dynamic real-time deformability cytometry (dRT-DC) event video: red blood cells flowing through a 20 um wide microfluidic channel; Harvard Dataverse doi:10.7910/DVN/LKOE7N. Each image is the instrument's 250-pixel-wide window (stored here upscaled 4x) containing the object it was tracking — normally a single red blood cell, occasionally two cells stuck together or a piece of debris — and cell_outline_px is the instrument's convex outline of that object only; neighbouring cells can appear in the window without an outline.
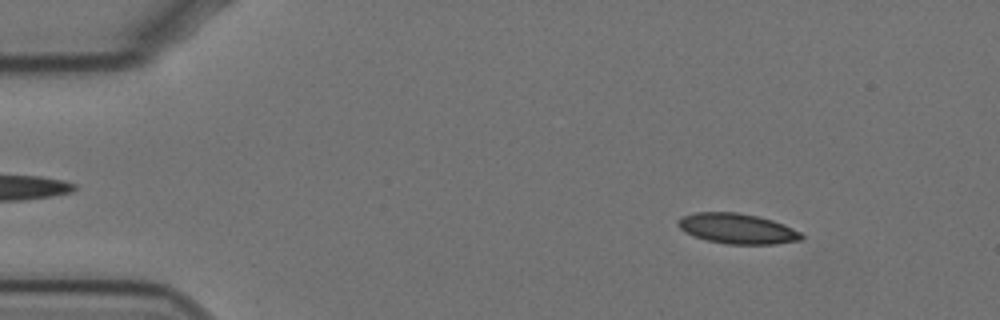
{"species": "Egyptian fruit bat (a non-hibernating species)", "species_latin": "Rousettus aegyptiacus", "temperature_condition": "cold", "stored_images_in_passage": 57, "camera_frame_rate_fps": 3000, "um_per_image_px": 0.085, "animal": {"sex": "female"}, "frame": {"image": 1, "passage_image": 7, "time_ms": 2.0, "image_size_px": [1000, 320], "cell_outline_px": [[804, 236], [800, 240], [776, 244], [728, 244], [708, 240], [684, 232], [676, 224], [676, 220], [684, 216], [696, 212], [736, 212], [756, 216], [772, 220], [784, 224], [800, 232]], "centroid_in_image_um": [62.66, 19.43], "position_along_channel_um": 22.3, "area_um2": 21.62}}
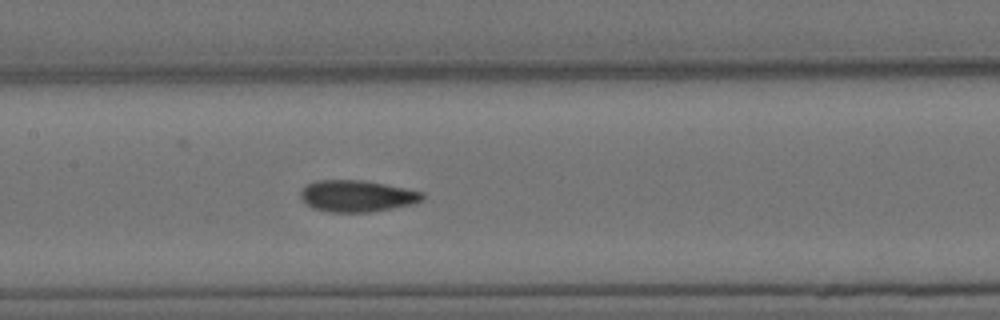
{"frame": {"image": 2, "passage_image": 27, "time_ms": 8.667, "image_size_px": [1000, 320], "cell_outline_px": [[424, 200], [412, 204], [372, 212], [328, 212], [312, 208], [300, 196], [300, 192], [308, 184], [316, 180], [360, 180], [384, 184], [424, 192]], "centroid_in_image_um": [30.36, 16.67], "position_along_channel_um": 177.0, "area_um2": 22.31}}
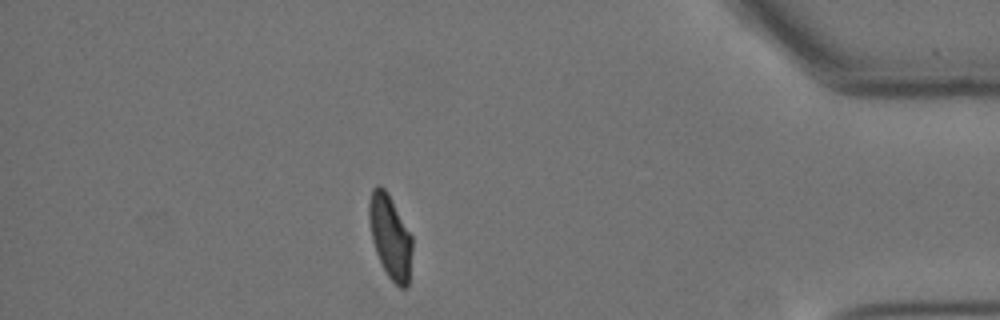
{"frame": {"image": 3, "passage_image": 50, "time_ms": 16.333, "image_size_px": [1000, 320], "cell_outline_px": [[412, 252], [408, 284], [404, 288], [400, 288], [388, 276], [376, 252], [372, 240], [368, 216], [368, 200], [372, 188], [376, 184], [380, 184], [388, 192], [412, 236]], "centroid_in_image_um": [33.15, 20.06], "position_along_channel_um": 402.1, "area_um2": 21.1}, "authors_computed_cell_mechanics": {"area_um2": 22.1374, "velocity_mm_per_s": 3.4847, "shape_relaxation_time_tau1_ms": 7.8236, "shape_relaxation_time_tau2_ms": 1.9842, "deformation_change_tau1": 0.1766, "deformation_change_tau2": 0.0524}}